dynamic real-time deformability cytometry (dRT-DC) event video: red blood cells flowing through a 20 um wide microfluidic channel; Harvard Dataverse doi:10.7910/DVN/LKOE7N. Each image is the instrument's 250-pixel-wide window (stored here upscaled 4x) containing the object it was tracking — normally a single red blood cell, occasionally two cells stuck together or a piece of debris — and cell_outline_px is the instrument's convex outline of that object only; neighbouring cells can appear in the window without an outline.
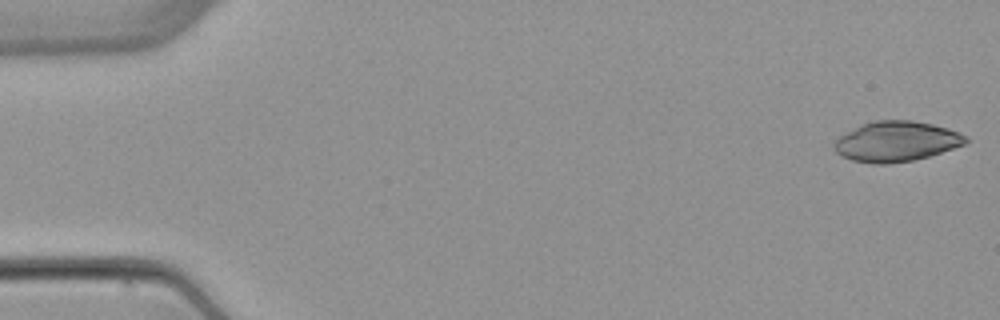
{"species": "common noctule bat (a hibernating species)", "species_latin": "Nyctalus noctula", "temperature_condition": "warm", "stored_images_in_passage": 5, "camera_frame_rate_fps": 3000, "um_per_image_px": 0.085, "animal": {"sex": "female", "body_mass_g": 22.7, "forearm_length_mm": 54.2}, "frame": {"image": 1, "passage_image": 1, "time_ms": 0.0, "image_size_px": [1000, 320], "cell_outline_px": [[968, 140], [964, 144], [928, 156], [912, 160], [888, 164], [872, 164], [852, 160], [840, 156], [836, 152], [836, 140], [840, 136], [860, 124], [876, 120], [912, 120], [932, 124], [948, 128], [960, 132], [968, 136]], "centroid_in_image_um": [76.19, 12.01], "position_along_channel_um": 8.8, "area_um2": 30.69}}
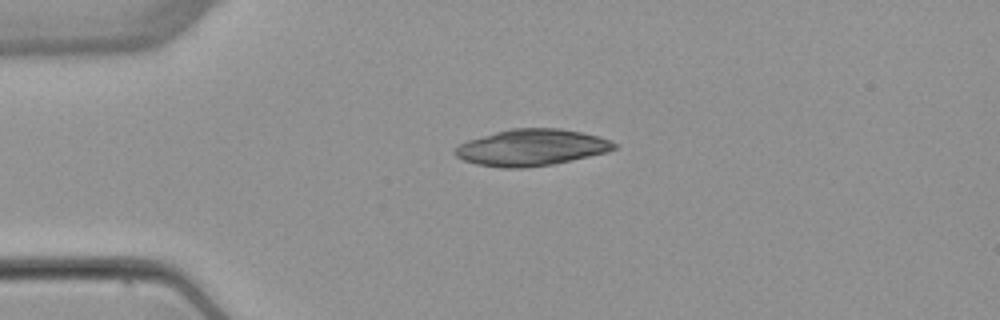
{"frame": {"image": 2, "passage_image": 4, "time_ms": 3.667, "image_size_px": [1000, 320], "cell_outline_px": [[616, 148], [608, 152], [552, 164], [524, 168], [500, 168], [476, 164], [464, 160], [456, 156], [452, 152], [460, 144], [468, 140], [496, 132], [512, 128], [560, 128], [600, 136], [612, 140], [616, 144]], "centroid_in_image_um": [45.19, 12.54], "position_along_channel_um": 39.8, "area_um2": 33.81}}